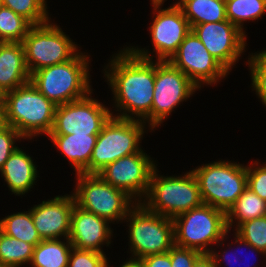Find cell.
<instances>
[{"label":"cell","mask_w":266,"mask_h":267,"mask_svg":"<svg viewBox=\"0 0 266 267\" xmlns=\"http://www.w3.org/2000/svg\"><path fill=\"white\" fill-rule=\"evenodd\" d=\"M5 96H6V93H5L4 90L0 87V111H1L2 108H3L4 101H5Z\"/></svg>","instance_id":"obj_40"},{"label":"cell","mask_w":266,"mask_h":267,"mask_svg":"<svg viewBox=\"0 0 266 267\" xmlns=\"http://www.w3.org/2000/svg\"><path fill=\"white\" fill-rule=\"evenodd\" d=\"M72 244L69 239H48L33 250L31 267H68Z\"/></svg>","instance_id":"obj_24"},{"label":"cell","mask_w":266,"mask_h":267,"mask_svg":"<svg viewBox=\"0 0 266 267\" xmlns=\"http://www.w3.org/2000/svg\"><path fill=\"white\" fill-rule=\"evenodd\" d=\"M56 106L28 82L6 93L1 120L27 140L48 136L54 125Z\"/></svg>","instance_id":"obj_2"},{"label":"cell","mask_w":266,"mask_h":267,"mask_svg":"<svg viewBox=\"0 0 266 267\" xmlns=\"http://www.w3.org/2000/svg\"><path fill=\"white\" fill-rule=\"evenodd\" d=\"M34 246L0 230V267H24L31 263Z\"/></svg>","instance_id":"obj_27"},{"label":"cell","mask_w":266,"mask_h":267,"mask_svg":"<svg viewBox=\"0 0 266 267\" xmlns=\"http://www.w3.org/2000/svg\"><path fill=\"white\" fill-rule=\"evenodd\" d=\"M191 30L229 73L246 52L248 37L229 20L195 25Z\"/></svg>","instance_id":"obj_16"},{"label":"cell","mask_w":266,"mask_h":267,"mask_svg":"<svg viewBox=\"0 0 266 267\" xmlns=\"http://www.w3.org/2000/svg\"><path fill=\"white\" fill-rule=\"evenodd\" d=\"M108 262L106 254L73 247L68 267H107Z\"/></svg>","instance_id":"obj_33"},{"label":"cell","mask_w":266,"mask_h":267,"mask_svg":"<svg viewBox=\"0 0 266 267\" xmlns=\"http://www.w3.org/2000/svg\"><path fill=\"white\" fill-rule=\"evenodd\" d=\"M22 44L30 74L71 60L80 52L78 48L81 49L52 19L44 24L32 25Z\"/></svg>","instance_id":"obj_10"},{"label":"cell","mask_w":266,"mask_h":267,"mask_svg":"<svg viewBox=\"0 0 266 267\" xmlns=\"http://www.w3.org/2000/svg\"><path fill=\"white\" fill-rule=\"evenodd\" d=\"M168 62L180 69L200 89L204 85L214 87L230 74L214 59L192 30Z\"/></svg>","instance_id":"obj_13"},{"label":"cell","mask_w":266,"mask_h":267,"mask_svg":"<svg viewBox=\"0 0 266 267\" xmlns=\"http://www.w3.org/2000/svg\"><path fill=\"white\" fill-rule=\"evenodd\" d=\"M147 128L153 132L143 121L111 116L97 136L90 159V174H98L109 163L140 152Z\"/></svg>","instance_id":"obj_8"},{"label":"cell","mask_w":266,"mask_h":267,"mask_svg":"<svg viewBox=\"0 0 266 267\" xmlns=\"http://www.w3.org/2000/svg\"><path fill=\"white\" fill-rule=\"evenodd\" d=\"M232 235H234L233 237H234L235 241H233L232 243H229V244L226 245L228 247L227 248L228 251L225 250V248L222 251H220V250L216 251V248H213L211 250V252L209 253V255L212 257V259L214 261L215 267H223L222 264L225 261H226L225 265L227 267L228 266L231 267L230 265H232V267H233V264H231V263L234 260H235V262H237L238 260L240 261V259H237V255H236L238 250H236L235 252H231V253L229 252V251H231L230 249L232 248V246L235 245V244H237V249H240V247L242 249V246H244L245 248H248L249 250H251L253 253L255 252L258 255L260 254L262 256H265V259H266V254L264 252H262L261 250H258L257 248L251 246L249 243H247L245 240H243L240 236H238L235 232ZM230 254H232V255H230ZM233 254H234V256H233ZM231 256H233L234 258L233 257L230 258ZM245 258H247V257H245ZM231 260H232V262H231ZM239 264H241V263H239ZM245 267H247V265ZM248 267H250V266H248Z\"/></svg>","instance_id":"obj_32"},{"label":"cell","mask_w":266,"mask_h":267,"mask_svg":"<svg viewBox=\"0 0 266 267\" xmlns=\"http://www.w3.org/2000/svg\"><path fill=\"white\" fill-rule=\"evenodd\" d=\"M233 231L251 246L266 254V216L243 222Z\"/></svg>","instance_id":"obj_31"},{"label":"cell","mask_w":266,"mask_h":267,"mask_svg":"<svg viewBox=\"0 0 266 267\" xmlns=\"http://www.w3.org/2000/svg\"><path fill=\"white\" fill-rule=\"evenodd\" d=\"M30 82L24 47L18 42H0V87L5 93Z\"/></svg>","instance_id":"obj_20"},{"label":"cell","mask_w":266,"mask_h":267,"mask_svg":"<svg viewBox=\"0 0 266 267\" xmlns=\"http://www.w3.org/2000/svg\"><path fill=\"white\" fill-rule=\"evenodd\" d=\"M123 222L129 227L130 259L167 253L175 245L172 219L149 211L142 203H136Z\"/></svg>","instance_id":"obj_7"},{"label":"cell","mask_w":266,"mask_h":267,"mask_svg":"<svg viewBox=\"0 0 266 267\" xmlns=\"http://www.w3.org/2000/svg\"><path fill=\"white\" fill-rule=\"evenodd\" d=\"M107 219L86 211L76 204L71 215L69 241L74 248L105 254L103 247L113 242V228Z\"/></svg>","instance_id":"obj_18"},{"label":"cell","mask_w":266,"mask_h":267,"mask_svg":"<svg viewBox=\"0 0 266 267\" xmlns=\"http://www.w3.org/2000/svg\"><path fill=\"white\" fill-rule=\"evenodd\" d=\"M156 167L147 195L141 202L149 211L173 219L203 204L197 178L191 170L182 175L164 176Z\"/></svg>","instance_id":"obj_5"},{"label":"cell","mask_w":266,"mask_h":267,"mask_svg":"<svg viewBox=\"0 0 266 267\" xmlns=\"http://www.w3.org/2000/svg\"><path fill=\"white\" fill-rule=\"evenodd\" d=\"M193 267H215L214 261L209 254H202L194 263Z\"/></svg>","instance_id":"obj_38"},{"label":"cell","mask_w":266,"mask_h":267,"mask_svg":"<svg viewBox=\"0 0 266 267\" xmlns=\"http://www.w3.org/2000/svg\"><path fill=\"white\" fill-rule=\"evenodd\" d=\"M145 150L109 163L98 175L108 184L124 191L136 203L147 195L153 170L158 166Z\"/></svg>","instance_id":"obj_14"},{"label":"cell","mask_w":266,"mask_h":267,"mask_svg":"<svg viewBox=\"0 0 266 267\" xmlns=\"http://www.w3.org/2000/svg\"><path fill=\"white\" fill-rule=\"evenodd\" d=\"M264 49V50H263ZM262 51L266 54V48H263Z\"/></svg>","instance_id":"obj_43"},{"label":"cell","mask_w":266,"mask_h":267,"mask_svg":"<svg viewBox=\"0 0 266 267\" xmlns=\"http://www.w3.org/2000/svg\"><path fill=\"white\" fill-rule=\"evenodd\" d=\"M31 26L22 16L0 4V42L22 43Z\"/></svg>","instance_id":"obj_28"},{"label":"cell","mask_w":266,"mask_h":267,"mask_svg":"<svg viewBox=\"0 0 266 267\" xmlns=\"http://www.w3.org/2000/svg\"><path fill=\"white\" fill-rule=\"evenodd\" d=\"M197 178L203 204L225 212L247 188V165L217 160L191 170Z\"/></svg>","instance_id":"obj_6"},{"label":"cell","mask_w":266,"mask_h":267,"mask_svg":"<svg viewBox=\"0 0 266 267\" xmlns=\"http://www.w3.org/2000/svg\"><path fill=\"white\" fill-rule=\"evenodd\" d=\"M5 123L0 119V128L4 125Z\"/></svg>","instance_id":"obj_42"},{"label":"cell","mask_w":266,"mask_h":267,"mask_svg":"<svg viewBox=\"0 0 266 267\" xmlns=\"http://www.w3.org/2000/svg\"><path fill=\"white\" fill-rule=\"evenodd\" d=\"M98 135L49 134L47 137L60 150L76 172L90 174V159Z\"/></svg>","instance_id":"obj_21"},{"label":"cell","mask_w":266,"mask_h":267,"mask_svg":"<svg viewBox=\"0 0 266 267\" xmlns=\"http://www.w3.org/2000/svg\"><path fill=\"white\" fill-rule=\"evenodd\" d=\"M74 191L75 203L80 208L119 224L136 202L124 191L105 182L98 174L78 173Z\"/></svg>","instance_id":"obj_9"},{"label":"cell","mask_w":266,"mask_h":267,"mask_svg":"<svg viewBox=\"0 0 266 267\" xmlns=\"http://www.w3.org/2000/svg\"><path fill=\"white\" fill-rule=\"evenodd\" d=\"M89 56L80 51L71 60L39 69L30 74V82L55 105L82 99L93 91Z\"/></svg>","instance_id":"obj_3"},{"label":"cell","mask_w":266,"mask_h":267,"mask_svg":"<svg viewBox=\"0 0 266 267\" xmlns=\"http://www.w3.org/2000/svg\"><path fill=\"white\" fill-rule=\"evenodd\" d=\"M21 140L26 139L13 127L4 124L0 128V170L18 147V145L16 146V142H21Z\"/></svg>","instance_id":"obj_35"},{"label":"cell","mask_w":266,"mask_h":267,"mask_svg":"<svg viewBox=\"0 0 266 267\" xmlns=\"http://www.w3.org/2000/svg\"><path fill=\"white\" fill-rule=\"evenodd\" d=\"M200 90L180 69L168 61L155 60V84L151 108V130L162 126L169 115Z\"/></svg>","instance_id":"obj_11"},{"label":"cell","mask_w":266,"mask_h":267,"mask_svg":"<svg viewBox=\"0 0 266 267\" xmlns=\"http://www.w3.org/2000/svg\"><path fill=\"white\" fill-rule=\"evenodd\" d=\"M172 221L174 244L202 254H209L215 245H225L223 242L231 233L227 228L226 212L207 204L184 212Z\"/></svg>","instance_id":"obj_4"},{"label":"cell","mask_w":266,"mask_h":267,"mask_svg":"<svg viewBox=\"0 0 266 267\" xmlns=\"http://www.w3.org/2000/svg\"><path fill=\"white\" fill-rule=\"evenodd\" d=\"M123 264L119 267H143L142 263L139 260H134V259H128L125 262H122ZM110 263L107 264V267H111L109 265Z\"/></svg>","instance_id":"obj_39"},{"label":"cell","mask_w":266,"mask_h":267,"mask_svg":"<svg viewBox=\"0 0 266 267\" xmlns=\"http://www.w3.org/2000/svg\"><path fill=\"white\" fill-rule=\"evenodd\" d=\"M0 230L6 235L32 244L34 247L42 241L28 211L8 214L0 219Z\"/></svg>","instance_id":"obj_25"},{"label":"cell","mask_w":266,"mask_h":267,"mask_svg":"<svg viewBox=\"0 0 266 267\" xmlns=\"http://www.w3.org/2000/svg\"><path fill=\"white\" fill-rule=\"evenodd\" d=\"M0 4L22 16L31 25H40L51 20L46 0H0Z\"/></svg>","instance_id":"obj_29"},{"label":"cell","mask_w":266,"mask_h":267,"mask_svg":"<svg viewBox=\"0 0 266 267\" xmlns=\"http://www.w3.org/2000/svg\"><path fill=\"white\" fill-rule=\"evenodd\" d=\"M153 21L149 28L156 61H168L191 31L181 8L173 2L163 8L164 2H151Z\"/></svg>","instance_id":"obj_15"},{"label":"cell","mask_w":266,"mask_h":267,"mask_svg":"<svg viewBox=\"0 0 266 267\" xmlns=\"http://www.w3.org/2000/svg\"><path fill=\"white\" fill-rule=\"evenodd\" d=\"M258 52V53H257ZM248 55L245 65L249 67L252 91L266 106V54L261 50Z\"/></svg>","instance_id":"obj_30"},{"label":"cell","mask_w":266,"mask_h":267,"mask_svg":"<svg viewBox=\"0 0 266 267\" xmlns=\"http://www.w3.org/2000/svg\"><path fill=\"white\" fill-rule=\"evenodd\" d=\"M38 165L32 156L19 147L11 154L0 170L1 177L6 182L8 190L15 196H22L32 191L39 177Z\"/></svg>","instance_id":"obj_19"},{"label":"cell","mask_w":266,"mask_h":267,"mask_svg":"<svg viewBox=\"0 0 266 267\" xmlns=\"http://www.w3.org/2000/svg\"><path fill=\"white\" fill-rule=\"evenodd\" d=\"M168 252L170 253L171 267H193L196 260L202 255L198 250L176 245Z\"/></svg>","instance_id":"obj_36"},{"label":"cell","mask_w":266,"mask_h":267,"mask_svg":"<svg viewBox=\"0 0 266 267\" xmlns=\"http://www.w3.org/2000/svg\"><path fill=\"white\" fill-rule=\"evenodd\" d=\"M263 216H266V201L247 187L226 212L227 228L235 230L241 223Z\"/></svg>","instance_id":"obj_23"},{"label":"cell","mask_w":266,"mask_h":267,"mask_svg":"<svg viewBox=\"0 0 266 267\" xmlns=\"http://www.w3.org/2000/svg\"><path fill=\"white\" fill-rule=\"evenodd\" d=\"M147 48L125 46L108 59L102 74L113 94V111H118L112 116L143 121L151 129L155 56Z\"/></svg>","instance_id":"obj_1"},{"label":"cell","mask_w":266,"mask_h":267,"mask_svg":"<svg viewBox=\"0 0 266 267\" xmlns=\"http://www.w3.org/2000/svg\"><path fill=\"white\" fill-rule=\"evenodd\" d=\"M260 163L255 160L247 165V187L266 201V160Z\"/></svg>","instance_id":"obj_34"},{"label":"cell","mask_w":266,"mask_h":267,"mask_svg":"<svg viewBox=\"0 0 266 267\" xmlns=\"http://www.w3.org/2000/svg\"><path fill=\"white\" fill-rule=\"evenodd\" d=\"M151 2H165L167 0H150Z\"/></svg>","instance_id":"obj_41"},{"label":"cell","mask_w":266,"mask_h":267,"mask_svg":"<svg viewBox=\"0 0 266 267\" xmlns=\"http://www.w3.org/2000/svg\"><path fill=\"white\" fill-rule=\"evenodd\" d=\"M73 194L56 195L30 208L32 220L42 240L69 238Z\"/></svg>","instance_id":"obj_17"},{"label":"cell","mask_w":266,"mask_h":267,"mask_svg":"<svg viewBox=\"0 0 266 267\" xmlns=\"http://www.w3.org/2000/svg\"><path fill=\"white\" fill-rule=\"evenodd\" d=\"M92 93L82 99L57 105L54 125L49 134L99 135L111 118L112 110L92 98Z\"/></svg>","instance_id":"obj_12"},{"label":"cell","mask_w":266,"mask_h":267,"mask_svg":"<svg viewBox=\"0 0 266 267\" xmlns=\"http://www.w3.org/2000/svg\"><path fill=\"white\" fill-rule=\"evenodd\" d=\"M190 27L227 20L225 0H176Z\"/></svg>","instance_id":"obj_22"},{"label":"cell","mask_w":266,"mask_h":267,"mask_svg":"<svg viewBox=\"0 0 266 267\" xmlns=\"http://www.w3.org/2000/svg\"><path fill=\"white\" fill-rule=\"evenodd\" d=\"M143 267H171L170 253L155 254L139 260Z\"/></svg>","instance_id":"obj_37"},{"label":"cell","mask_w":266,"mask_h":267,"mask_svg":"<svg viewBox=\"0 0 266 267\" xmlns=\"http://www.w3.org/2000/svg\"><path fill=\"white\" fill-rule=\"evenodd\" d=\"M226 18L246 36L244 22L258 21L266 13V0H225Z\"/></svg>","instance_id":"obj_26"}]
</instances>
